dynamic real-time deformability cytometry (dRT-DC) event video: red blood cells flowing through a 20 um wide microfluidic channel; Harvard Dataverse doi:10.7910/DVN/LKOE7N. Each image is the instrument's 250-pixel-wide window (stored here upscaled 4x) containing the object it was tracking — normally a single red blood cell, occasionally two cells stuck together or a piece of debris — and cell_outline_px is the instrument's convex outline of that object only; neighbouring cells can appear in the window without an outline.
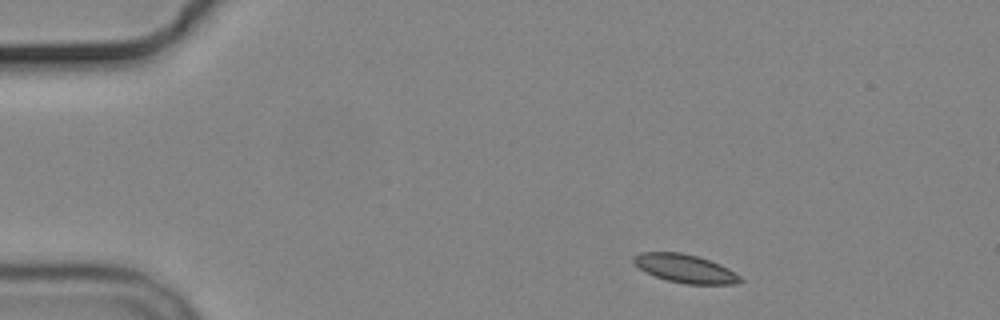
{"species": "common noctule bat (a hibernating species)", "species_latin": "Nyctalus noctula", "temperature_condition": "cold", "stored_images_in_passage": 6, "camera_frame_rate_fps": 3000, "um_per_image_px": 0.085, "animal": {"sex": "male", "body_mass_g": 19.2, "forearm_length_mm": 51.8}, "frame": {"image": 1, "passage_image": 1, "time_ms": 0.0, "image_size_px": [1000, 320], "cell_outline_px": [[744, 280], [736, 284], [688, 284], [668, 280], [656, 276], [640, 268], [632, 260], [632, 256], [640, 252], [680, 252], [700, 256], [720, 264], [736, 272]], "centroid_in_image_um": [58.28, 22.81], "position_along_channel_um": 26.7, "area_um2": 17.63}}
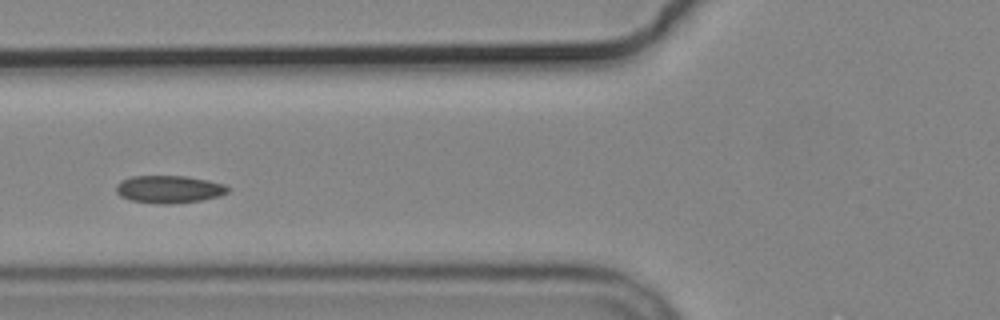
{"frame": {"image": 2, "passage_image": 4, "time_ms": 4.333, "image_size_px": [1000, 320], "cell_outline_px": [[228, 192], [220, 196], [200, 200], [172, 204], [164, 204], [128, 200], [120, 196], [116, 192], [116, 184], [120, 180], [132, 176], [188, 176], [208, 180], [224, 184], [228, 188]], "centroid_in_image_um": [14.34, 16.08], "position_along_channel_um": 111.5, "area_um2": 18.03}}
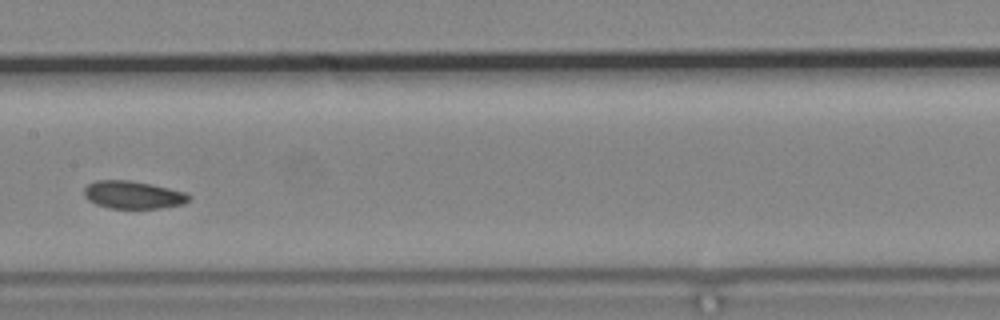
{"frame": {"image": 3, "passage_image": 6, "time_ms": 6.667, "image_size_px": [1000, 320], "cell_outline_px": [[192, 196], [184, 204], [160, 208], [108, 208], [96, 204], [88, 200], [84, 196], [84, 188], [88, 184], [96, 180], [128, 180], [152, 184], [184, 192]], "centroid_in_image_um": [11.29, 16.56], "position_along_channel_um": 196.1, "area_um2": 16.94}}